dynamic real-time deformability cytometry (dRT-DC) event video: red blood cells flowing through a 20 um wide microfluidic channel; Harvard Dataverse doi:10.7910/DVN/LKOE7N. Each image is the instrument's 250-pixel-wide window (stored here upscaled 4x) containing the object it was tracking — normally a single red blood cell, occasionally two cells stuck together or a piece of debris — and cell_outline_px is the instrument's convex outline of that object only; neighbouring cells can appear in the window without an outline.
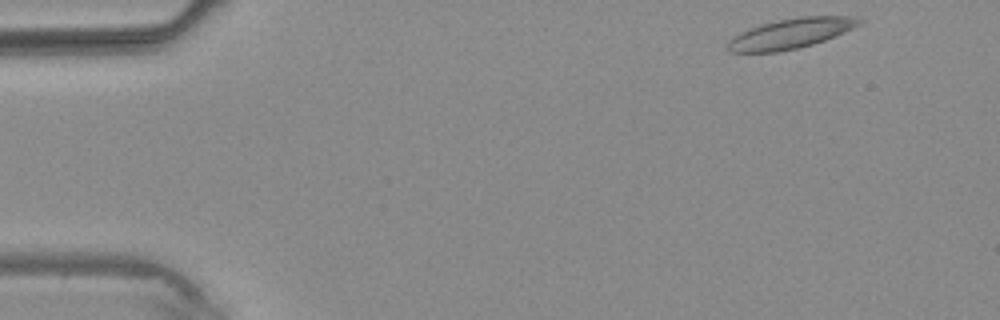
{"species": "common noctule bat (a hibernating species)", "species_latin": "Nyctalus noctula", "temperature_condition": "warm", "stored_images_in_passage": 4, "camera_frame_rate_fps": 3000, "um_per_image_px": 0.085, "animal": {"sex": "male", "body_mass_g": 20.4}, "frame": {"image": 1, "passage_image": 4, "time_ms": 5.0, "image_size_px": [1000, 320], "cell_outline_px": [[864, 20], [860, 24], [836, 36], [812, 44], [796, 48], [776, 52], [728, 52], [724, 48], [728, 40], [732, 36], [740, 32], [776, 20], [800, 16], [860, 16]], "centroid_in_image_um": [67.2, 2.84], "position_along_channel_um": 17.8, "area_um2": 23.12}}